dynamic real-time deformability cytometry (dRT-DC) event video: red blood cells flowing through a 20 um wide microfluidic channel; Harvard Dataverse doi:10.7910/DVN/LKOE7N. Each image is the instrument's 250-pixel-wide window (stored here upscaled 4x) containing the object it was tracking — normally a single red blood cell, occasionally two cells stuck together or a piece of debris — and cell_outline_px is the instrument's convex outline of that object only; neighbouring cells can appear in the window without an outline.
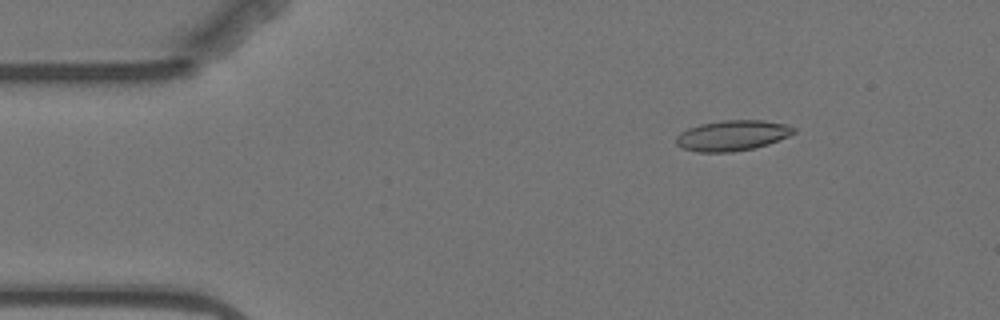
{"species": "Egyptian fruit bat (a non-hibernating species)", "species_latin": "Rousettus aegyptiacus", "temperature_condition": "warm", "stored_images_in_passage": 5, "camera_frame_rate_fps": 3000, "um_per_image_px": 0.085, "animal": {"sex": "female"}, "frame": {"image": 1, "passage_image": 3, "time_ms": 2.333, "image_size_px": [1000, 320], "cell_outline_px": [[796, 132], [788, 136], [768, 144], [752, 148], [732, 152], [700, 152], [680, 148], [676, 144], [676, 136], [680, 132], [688, 128], [700, 124], [720, 120], [764, 120], [788, 124], [796, 128]], "centroid_in_image_um": [62.24, 11.51], "position_along_channel_um": 22.8, "area_um2": 21.04}}
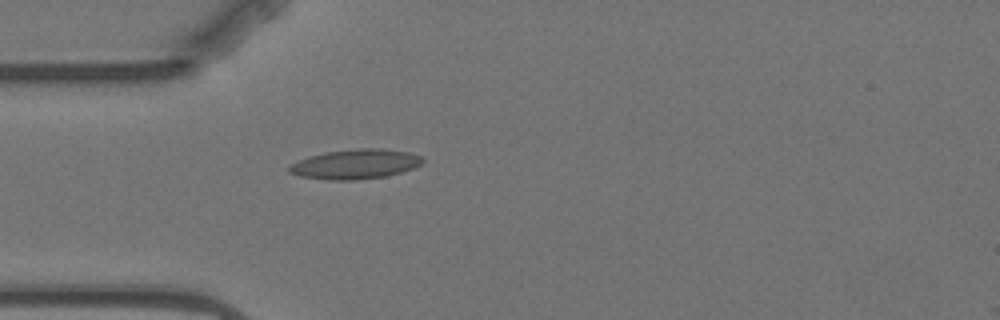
{"frame": {"image": 2, "passage_image": 5, "time_ms": 5.0, "image_size_px": [1000, 320], "cell_outline_px": [[424, 160], [420, 164], [412, 168], [400, 172], [384, 176], [352, 180], [332, 180], [300, 176], [288, 172], [288, 168], [292, 164], [308, 156], [328, 152], [356, 148], [380, 148], [408, 152], [420, 156]], "centroid_in_image_um": [30.19, 13.94], "position_along_channel_um": 54.8, "area_um2": 22.72}}